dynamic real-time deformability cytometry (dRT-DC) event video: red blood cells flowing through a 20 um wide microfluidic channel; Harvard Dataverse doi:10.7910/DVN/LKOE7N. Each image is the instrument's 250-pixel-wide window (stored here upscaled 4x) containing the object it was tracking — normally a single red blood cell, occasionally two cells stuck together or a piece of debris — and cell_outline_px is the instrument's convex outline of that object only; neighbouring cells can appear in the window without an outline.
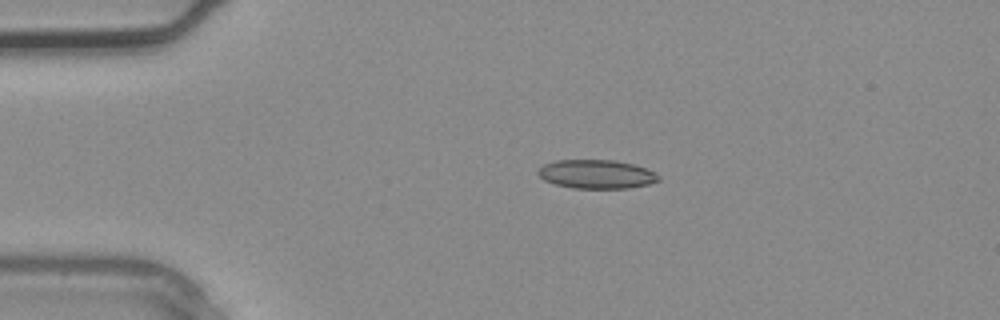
{"species": "common noctule bat (a hibernating species)", "species_latin": "Nyctalus noctula", "temperature_condition": "warm", "stored_images_in_passage": 2, "camera_frame_rate_fps": 3000, "um_per_image_px": 0.085, "animal": {"sex": "male", "body_mass_g": 20.4}, "frame": {"image": 1, "passage_image": 1, "time_ms": 0.0, "image_size_px": [1000, 320], "cell_outline_px": [[660, 180], [648, 184], [628, 188], [572, 188], [556, 184], [544, 180], [536, 172], [544, 164], [556, 160], [616, 160], [648, 168], [656, 172], [660, 176]], "centroid_in_image_um": [50.73, 14.8], "position_along_channel_um": 34.3, "area_um2": 20.29}}